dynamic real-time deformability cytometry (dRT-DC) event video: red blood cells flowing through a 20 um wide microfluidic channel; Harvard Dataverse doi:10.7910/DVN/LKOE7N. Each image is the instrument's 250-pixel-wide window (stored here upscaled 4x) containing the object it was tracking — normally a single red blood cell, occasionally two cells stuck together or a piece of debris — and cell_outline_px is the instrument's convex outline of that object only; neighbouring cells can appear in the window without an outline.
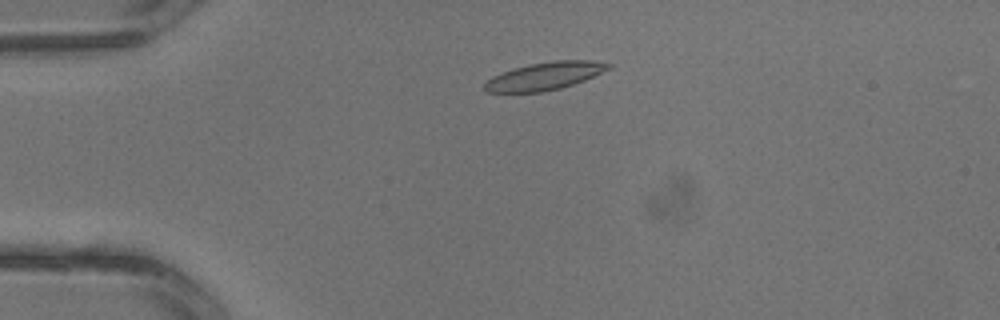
{"species": "common noctule bat (a hibernating species)", "species_latin": "Nyctalus noctula", "temperature_condition": "warm", "stored_images_in_passage": 2, "camera_frame_rate_fps": 3000, "um_per_image_px": 0.085, "animal": {"sex": "male", "body_mass_g": 13.3}, "frame": {"image": 1, "passage_image": 2, "time_ms": 0.333, "image_size_px": [1000, 320], "cell_outline_px": [[612, 68], [584, 80], [560, 88], [540, 92], [484, 92], [484, 84], [492, 76], [512, 68], [528, 64], [552, 60], [592, 60], [612, 64]], "centroid_in_image_um": [46.3, 6.45], "position_along_channel_um": 38.7, "area_um2": 20.06}}